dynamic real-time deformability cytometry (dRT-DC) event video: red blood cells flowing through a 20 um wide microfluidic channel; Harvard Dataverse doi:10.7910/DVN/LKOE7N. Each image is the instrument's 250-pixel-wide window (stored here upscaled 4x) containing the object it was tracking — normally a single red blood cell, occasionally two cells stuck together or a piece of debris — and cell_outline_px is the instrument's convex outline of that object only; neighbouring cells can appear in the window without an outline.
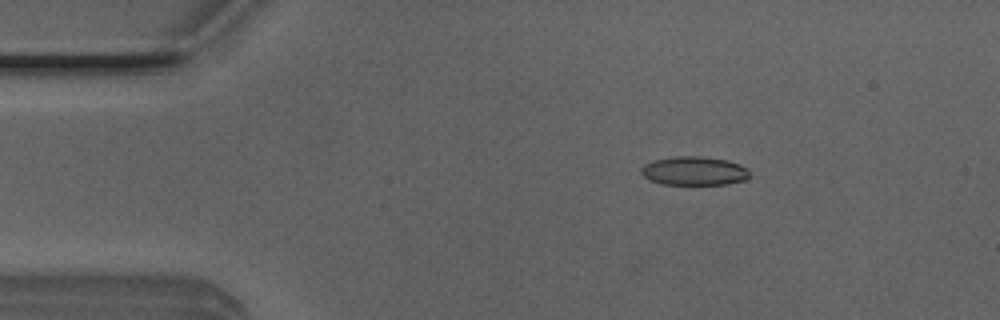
{"species": "Egyptian fruit bat (a non-hibernating species)", "species_latin": "Rousettus aegyptiacus", "temperature_condition": "room temperature", "stored_images_in_passage": 17, "camera_frame_rate_fps": 3000, "um_per_image_px": 0.085, "animal": {"sex": "male"}, "frame": {"image": 1, "passage_image": 8, "time_ms": 2.333, "image_size_px": [1000, 320], "cell_outline_px": [[752, 176], [748, 180], [728, 184], [660, 184], [648, 180], [640, 172], [640, 168], [644, 164], [652, 160], [676, 156], [700, 156], [728, 160], [740, 164], [748, 168]], "centroid_in_image_um": [59.03, 14.53], "position_along_channel_um": 26.0, "area_um2": 18.61}}
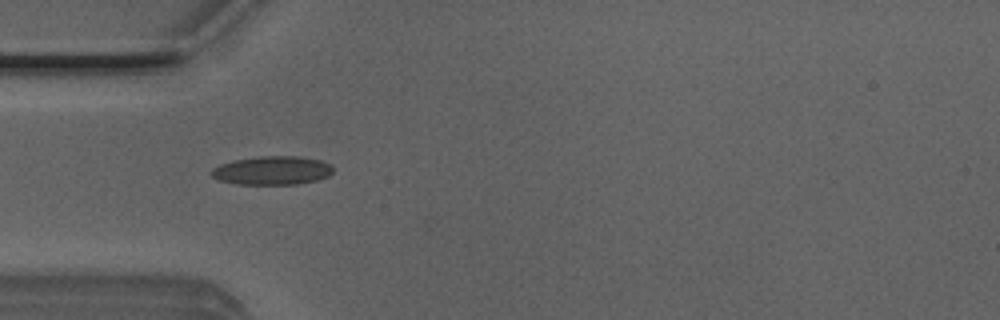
{"frame": {"image": 2, "passage_image": 15, "time_ms": 4.667, "image_size_px": [1000, 320], "cell_outline_px": [[332, 172], [328, 176], [316, 180], [296, 184], [236, 184], [220, 180], [212, 176], [208, 172], [212, 168], [220, 164], [232, 160], [260, 156], [296, 156], [320, 160], [328, 164], [332, 168]], "centroid_in_image_um": [23.08, 14.48], "position_along_channel_um": 61.9, "area_um2": 20.23}}